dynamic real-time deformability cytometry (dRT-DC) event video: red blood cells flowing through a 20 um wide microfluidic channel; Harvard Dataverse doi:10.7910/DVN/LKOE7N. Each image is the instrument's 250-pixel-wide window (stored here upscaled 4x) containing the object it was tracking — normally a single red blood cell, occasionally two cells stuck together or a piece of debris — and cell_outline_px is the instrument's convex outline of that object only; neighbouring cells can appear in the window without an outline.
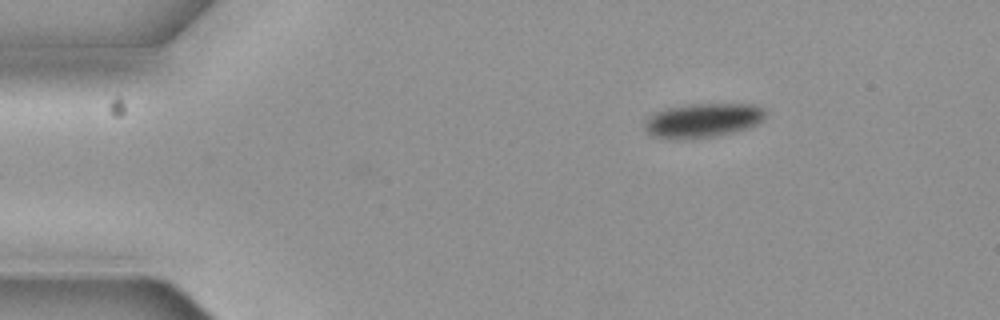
{"species": "common noctule bat (a hibernating species)", "species_latin": "Nyctalus noctula", "temperature_condition": "cold", "stored_images_in_passage": 5, "camera_frame_rate_fps": 3000, "um_per_image_px": 0.085, "animal": {"sex": "female", "body_mass_g": 19.3, "forearm_length_mm": 54.1}, "frame": {"image": 1, "passage_image": 1, "time_ms": 0.0, "image_size_px": [1000, 320], "cell_outline_px": [[764, 120], [756, 124], [732, 132], [712, 136], [652, 136], [644, 128], [644, 124], [656, 112], [664, 108], [692, 104], [756, 104], [764, 108]], "centroid_in_image_um": [59.81, 10.17], "position_along_channel_um": 25.2, "area_um2": 22.95}}
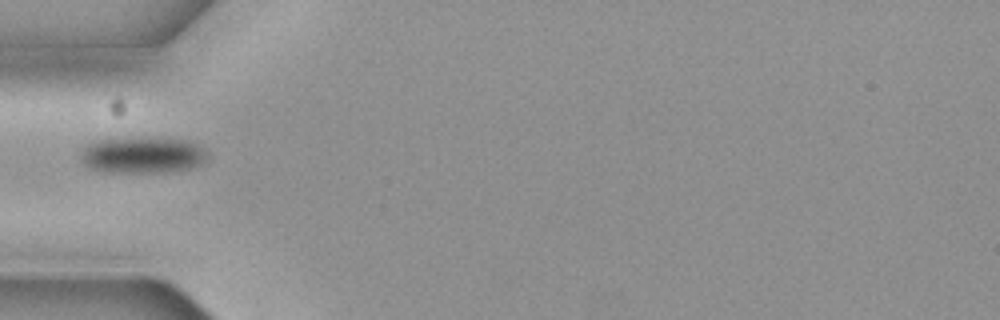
{"frame": {"image": 2, "passage_image": 3, "time_ms": 0.667, "image_size_px": [1000, 320], "cell_outline_px": [[204, 152], [200, 160], [196, 164], [188, 168], [164, 172], [108, 172], [92, 168], [84, 164], [80, 160], [80, 152], [88, 144], [100, 140], [156, 136], [188, 140], [196, 144]], "centroid_in_image_um": [12.01, 13.15], "position_along_channel_um": 73.0, "area_um2": 26.41}}
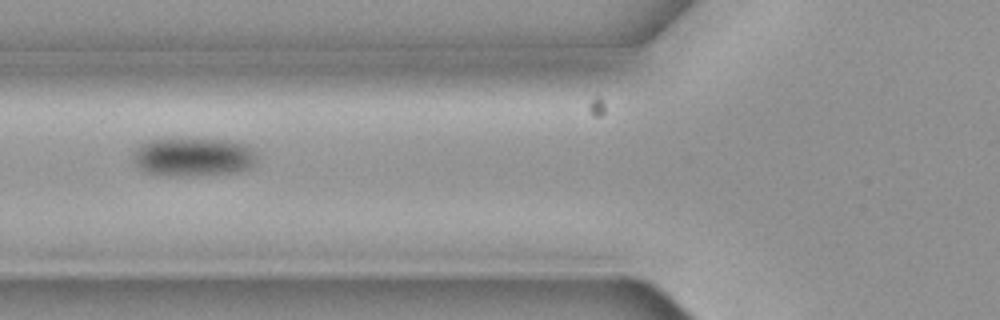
{"frame": {"image": 3, "passage_image": 4, "time_ms": 1.0, "image_size_px": [1000, 320], "cell_outline_px": [[252, 164], [248, 168], [228, 172], [148, 172], [140, 168], [136, 164], [136, 148], [140, 144], [148, 140], [228, 140], [248, 144], [252, 152]], "centroid_in_image_um": [16.43, 13.26], "position_along_channel_um": 109.4, "area_um2": 25.26}}